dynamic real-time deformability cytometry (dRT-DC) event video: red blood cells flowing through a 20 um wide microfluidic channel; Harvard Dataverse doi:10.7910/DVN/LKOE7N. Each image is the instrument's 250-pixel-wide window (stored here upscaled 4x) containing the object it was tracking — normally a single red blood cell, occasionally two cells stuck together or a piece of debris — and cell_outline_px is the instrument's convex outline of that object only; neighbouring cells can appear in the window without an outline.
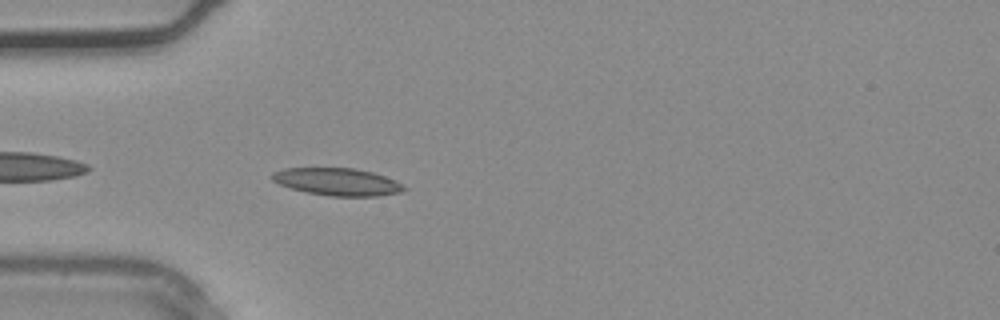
{"species": "common noctule bat (a hibernating species)", "species_latin": "Nyctalus noctula", "temperature_condition": "warm", "stored_images_in_passage": 2, "camera_frame_rate_fps": 3000, "um_per_image_px": 0.085, "animal": {"sex": "male", "body_mass_g": 20.4}, "frame": {"image": 1, "passage_image": 2, "time_ms": 0.333, "image_size_px": [1000, 320], "cell_outline_px": [[408, 188], [400, 192], [376, 196], [332, 196], [308, 192], [292, 188], [280, 184], [272, 180], [272, 172], [284, 168], [352, 168], [372, 172], [396, 180]], "centroid_in_image_um": [28.69, 15.45], "position_along_channel_um": 56.3, "area_um2": 20.87}}